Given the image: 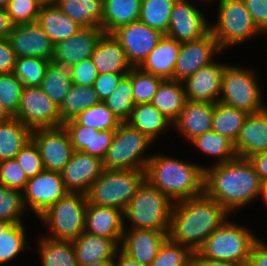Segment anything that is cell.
<instances>
[{"label":"cell","mask_w":267,"mask_h":266,"mask_svg":"<svg viewBox=\"0 0 267 266\" xmlns=\"http://www.w3.org/2000/svg\"><path fill=\"white\" fill-rule=\"evenodd\" d=\"M262 183L248 158L236 157L204 170V194L236 217L259 199Z\"/></svg>","instance_id":"1"},{"label":"cell","mask_w":267,"mask_h":266,"mask_svg":"<svg viewBox=\"0 0 267 266\" xmlns=\"http://www.w3.org/2000/svg\"><path fill=\"white\" fill-rule=\"evenodd\" d=\"M232 215L205 194L173 204L168 238L197 251L204 241Z\"/></svg>","instance_id":"2"},{"label":"cell","mask_w":267,"mask_h":266,"mask_svg":"<svg viewBox=\"0 0 267 266\" xmlns=\"http://www.w3.org/2000/svg\"><path fill=\"white\" fill-rule=\"evenodd\" d=\"M176 157L169 153L152 152L145 169V179L174 203L203 195L206 163Z\"/></svg>","instance_id":"3"},{"label":"cell","mask_w":267,"mask_h":266,"mask_svg":"<svg viewBox=\"0 0 267 266\" xmlns=\"http://www.w3.org/2000/svg\"><path fill=\"white\" fill-rule=\"evenodd\" d=\"M174 202L147 179L123 211L125 229L168 231Z\"/></svg>","instance_id":"4"},{"label":"cell","mask_w":267,"mask_h":266,"mask_svg":"<svg viewBox=\"0 0 267 266\" xmlns=\"http://www.w3.org/2000/svg\"><path fill=\"white\" fill-rule=\"evenodd\" d=\"M214 6L217 17L210 20V32L223 52L262 37L243 0H220Z\"/></svg>","instance_id":"5"},{"label":"cell","mask_w":267,"mask_h":266,"mask_svg":"<svg viewBox=\"0 0 267 266\" xmlns=\"http://www.w3.org/2000/svg\"><path fill=\"white\" fill-rule=\"evenodd\" d=\"M259 70L228 62L225 65L219 102L230 107L256 113L267 107L265 90L259 79Z\"/></svg>","instance_id":"6"},{"label":"cell","mask_w":267,"mask_h":266,"mask_svg":"<svg viewBox=\"0 0 267 266\" xmlns=\"http://www.w3.org/2000/svg\"><path fill=\"white\" fill-rule=\"evenodd\" d=\"M228 218L200 246L197 252L205 257L248 266L251 250L259 235L247 224ZM235 221V222H234ZM249 227V228H248ZM255 233V234H254Z\"/></svg>","instance_id":"7"},{"label":"cell","mask_w":267,"mask_h":266,"mask_svg":"<svg viewBox=\"0 0 267 266\" xmlns=\"http://www.w3.org/2000/svg\"><path fill=\"white\" fill-rule=\"evenodd\" d=\"M87 205L86 194L68 192L37 218L44 228L41 235L52 240L74 241L85 230Z\"/></svg>","instance_id":"8"},{"label":"cell","mask_w":267,"mask_h":266,"mask_svg":"<svg viewBox=\"0 0 267 266\" xmlns=\"http://www.w3.org/2000/svg\"><path fill=\"white\" fill-rule=\"evenodd\" d=\"M155 143L138 129L121 122L103 159L110 170H145ZM148 152V153H147Z\"/></svg>","instance_id":"9"},{"label":"cell","mask_w":267,"mask_h":266,"mask_svg":"<svg viewBox=\"0 0 267 266\" xmlns=\"http://www.w3.org/2000/svg\"><path fill=\"white\" fill-rule=\"evenodd\" d=\"M144 179L145 170L104 169L86 192L87 202L124 211Z\"/></svg>","instance_id":"10"},{"label":"cell","mask_w":267,"mask_h":266,"mask_svg":"<svg viewBox=\"0 0 267 266\" xmlns=\"http://www.w3.org/2000/svg\"><path fill=\"white\" fill-rule=\"evenodd\" d=\"M199 5L193 0H176L165 35L180 43L198 40L207 35L210 32V16Z\"/></svg>","instance_id":"11"},{"label":"cell","mask_w":267,"mask_h":266,"mask_svg":"<svg viewBox=\"0 0 267 266\" xmlns=\"http://www.w3.org/2000/svg\"><path fill=\"white\" fill-rule=\"evenodd\" d=\"M13 117L31 130L56 128L63 125L58 105L40 87H23L20 105Z\"/></svg>","instance_id":"12"},{"label":"cell","mask_w":267,"mask_h":266,"mask_svg":"<svg viewBox=\"0 0 267 266\" xmlns=\"http://www.w3.org/2000/svg\"><path fill=\"white\" fill-rule=\"evenodd\" d=\"M67 193L61 174L44 170L27 181L22 192L23 204L27 213L37 219Z\"/></svg>","instance_id":"13"},{"label":"cell","mask_w":267,"mask_h":266,"mask_svg":"<svg viewBox=\"0 0 267 266\" xmlns=\"http://www.w3.org/2000/svg\"><path fill=\"white\" fill-rule=\"evenodd\" d=\"M31 139L38 146L44 169L61 172L74 152L69 135L63 126L32 130Z\"/></svg>","instance_id":"14"},{"label":"cell","mask_w":267,"mask_h":266,"mask_svg":"<svg viewBox=\"0 0 267 266\" xmlns=\"http://www.w3.org/2000/svg\"><path fill=\"white\" fill-rule=\"evenodd\" d=\"M222 54L224 55V52L219 48L211 32L198 40L181 43L174 68V80L184 81Z\"/></svg>","instance_id":"15"},{"label":"cell","mask_w":267,"mask_h":266,"mask_svg":"<svg viewBox=\"0 0 267 266\" xmlns=\"http://www.w3.org/2000/svg\"><path fill=\"white\" fill-rule=\"evenodd\" d=\"M112 34L125 50L132 67H139L164 35L140 20L122 26Z\"/></svg>","instance_id":"16"},{"label":"cell","mask_w":267,"mask_h":266,"mask_svg":"<svg viewBox=\"0 0 267 266\" xmlns=\"http://www.w3.org/2000/svg\"><path fill=\"white\" fill-rule=\"evenodd\" d=\"M198 69L183 82L186 98L194 102L217 103L220 100L222 75L228 61H219ZM226 61V62H225Z\"/></svg>","instance_id":"17"},{"label":"cell","mask_w":267,"mask_h":266,"mask_svg":"<svg viewBox=\"0 0 267 266\" xmlns=\"http://www.w3.org/2000/svg\"><path fill=\"white\" fill-rule=\"evenodd\" d=\"M8 40L17 58L52 60L54 44L37 22L13 25Z\"/></svg>","instance_id":"18"},{"label":"cell","mask_w":267,"mask_h":266,"mask_svg":"<svg viewBox=\"0 0 267 266\" xmlns=\"http://www.w3.org/2000/svg\"><path fill=\"white\" fill-rule=\"evenodd\" d=\"M103 170V160L100 158L74 151L60 174L68 192L86 194Z\"/></svg>","instance_id":"19"},{"label":"cell","mask_w":267,"mask_h":266,"mask_svg":"<svg viewBox=\"0 0 267 266\" xmlns=\"http://www.w3.org/2000/svg\"><path fill=\"white\" fill-rule=\"evenodd\" d=\"M167 238L168 231L124 229L120 250L142 265L150 266Z\"/></svg>","instance_id":"20"},{"label":"cell","mask_w":267,"mask_h":266,"mask_svg":"<svg viewBox=\"0 0 267 266\" xmlns=\"http://www.w3.org/2000/svg\"><path fill=\"white\" fill-rule=\"evenodd\" d=\"M213 103L187 100L178 118L172 123V133H178L183 142L212 130ZM175 130V131H174Z\"/></svg>","instance_id":"21"},{"label":"cell","mask_w":267,"mask_h":266,"mask_svg":"<svg viewBox=\"0 0 267 266\" xmlns=\"http://www.w3.org/2000/svg\"><path fill=\"white\" fill-rule=\"evenodd\" d=\"M124 229V216L121 209L88 203L84 232L114 240L121 246Z\"/></svg>","instance_id":"22"},{"label":"cell","mask_w":267,"mask_h":266,"mask_svg":"<svg viewBox=\"0 0 267 266\" xmlns=\"http://www.w3.org/2000/svg\"><path fill=\"white\" fill-rule=\"evenodd\" d=\"M234 149L237 157L241 158L267 151V107L249 113L234 143Z\"/></svg>","instance_id":"23"},{"label":"cell","mask_w":267,"mask_h":266,"mask_svg":"<svg viewBox=\"0 0 267 266\" xmlns=\"http://www.w3.org/2000/svg\"><path fill=\"white\" fill-rule=\"evenodd\" d=\"M104 33L101 28H81L75 35L54 45L52 60H64L73 66L90 58Z\"/></svg>","instance_id":"24"},{"label":"cell","mask_w":267,"mask_h":266,"mask_svg":"<svg viewBox=\"0 0 267 266\" xmlns=\"http://www.w3.org/2000/svg\"><path fill=\"white\" fill-rule=\"evenodd\" d=\"M99 74H128L132 68L125 50L113 34L104 33L91 57Z\"/></svg>","instance_id":"25"},{"label":"cell","mask_w":267,"mask_h":266,"mask_svg":"<svg viewBox=\"0 0 267 266\" xmlns=\"http://www.w3.org/2000/svg\"><path fill=\"white\" fill-rule=\"evenodd\" d=\"M180 47L179 41L164 34L139 68L163 80H174V68Z\"/></svg>","instance_id":"26"},{"label":"cell","mask_w":267,"mask_h":266,"mask_svg":"<svg viewBox=\"0 0 267 266\" xmlns=\"http://www.w3.org/2000/svg\"><path fill=\"white\" fill-rule=\"evenodd\" d=\"M72 244L78 266H89L106 260H114L120 246L111 239L87 232L81 233Z\"/></svg>","instance_id":"27"},{"label":"cell","mask_w":267,"mask_h":266,"mask_svg":"<svg viewBox=\"0 0 267 266\" xmlns=\"http://www.w3.org/2000/svg\"><path fill=\"white\" fill-rule=\"evenodd\" d=\"M124 123L138 129L154 143L172 129V122L151 103L135 104Z\"/></svg>","instance_id":"28"},{"label":"cell","mask_w":267,"mask_h":266,"mask_svg":"<svg viewBox=\"0 0 267 266\" xmlns=\"http://www.w3.org/2000/svg\"><path fill=\"white\" fill-rule=\"evenodd\" d=\"M188 146L199 151L202 156H209L208 159L214 160L207 163L205 169L209 166L228 162L237 157L234 149V143L226 136L215 133L213 130L207 131L200 136L192 139ZM216 159V160H215Z\"/></svg>","instance_id":"29"},{"label":"cell","mask_w":267,"mask_h":266,"mask_svg":"<svg viewBox=\"0 0 267 266\" xmlns=\"http://www.w3.org/2000/svg\"><path fill=\"white\" fill-rule=\"evenodd\" d=\"M72 67V64L64 60H51L46 67L40 88L58 107L73 84Z\"/></svg>","instance_id":"30"},{"label":"cell","mask_w":267,"mask_h":266,"mask_svg":"<svg viewBox=\"0 0 267 266\" xmlns=\"http://www.w3.org/2000/svg\"><path fill=\"white\" fill-rule=\"evenodd\" d=\"M33 239L37 247L32 250L37 251L41 266H78L72 242L52 240L41 234Z\"/></svg>","instance_id":"31"},{"label":"cell","mask_w":267,"mask_h":266,"mask_svg":"<svg viewBox=\"0 0 267 266\" xmlns=\"http://www.w3.org/2000/svg\"><path fill=\"white\" fill-rule=\"evenodd\" d=\"M37 23L54 45L67 40L82 28L74 20L64 14L57 5L41 7Z\"/></svg>","instance_id":"32"},{"label":"cell","mask_w":267,"mask_h":266,"mask_svg":"<svg viewBox=\"0 0 267 266\" xmlns=\"http://www.w3.org/2000/svg\"><path fill=\"white\" fill-rule=\"evenodd\" d=\"M142 0H103L102 30L112 34L118 28L138 21Z\"/></svg>","instance_id":"33"},{"label":"cell","mask_w":267,"mask_h":266,"mask_svg":"<svg viewBox=\"0 0 267 266\" xmlns=\"http://www.w3.org/2000/svg\"><path fill=\"white\" fill-rule=\"evenodd\" d=\"M187 101L184 84L177 80H163L151 104L172 123L178 118Z\"/></svg>","instance_id":"34"},{"label":"cell","mask_w":267,"mask_h":266,"mask_svg":"<svg viewBox=\"0 0 267 266\" xmlns=\"http://www.w3.org/2000/svg\"><path fill=\"white\" fill-rule=\"evenodd\" d=\"M23 223H13L4 233L0 234V266L12 265L27 250H32L29 228ZM28 233V234H27ZM32 240V241H31ZM31 242V243H30Z\"/></svg>","instance_id":"35"},{"label":"cell","mask_w":267,"mask_h":266,"mask_svg":"<svg viewBox=\"0 0 267 266\" xmlns=\"http://www.w3.org/2000/svg\"><path fill=\"white\" fill-rule=\"evenodd\" d=\"M57 6L82 28L102 29L103 0H58Z\"/></svg>","instance_id":"36"},{"label":"cell","mask_w":267,"mask_h":266,"mask_svg":"<svg viewBox=\"0 0 267 266\" xmlns=\"http://www.w3.org/2000/svg\"><path fill=\"white\" fill-rule=\"evenodd\" d=\"M32 130L17 118L0 123V160L14 159L31 139Z\"/></svg>","instance_id":"37"},{"label":"cell","mask_w":267,"mask_h":266,"mask_svg":"<svg viewBox=\"0 0 267 266\" xmlns=\"http://www.w3.org/2000/svg\"><path fill=\"white\" fill-rule=\"evenodd\" d=\"M248 115L247 111L217 102L213 109L212 130L235 143Z\"/></svg>","instance_id":"38"},{"label":"cell","mask_w":267,"mask_h":266,"mask_svg":"<svg viewBox=\"0 0 267 266\" xmlns=\"http://www.w3.org/2000/svg\"><path fill=\"white\" fill-rule=\"evenodd\" d=\"M99 102L101 101L93 86L72 84L59 107L62 123L74 119L80 112Z\"/></svg>","instance_id":"39"},{"label":"cell","mask_w":267,"mask_h":266,"mask_svg":"<svg viewBox=\"0 0 267 266\" xmlns=\"http://www.w3.org/2000/svg\"><path fill=\"white\" fill-rule=\"evenodd\" d=\"M175 2L176 0H142L139 20L166 34Z\"/></svg>","instance_id":"40"},{"label":"cell","mask_w":267,"mask_h":266,"mask_svg":"<svg viewBox=\"0 0 267 266\" xmlns=\"http://www.w3.org/2000/svg\"><path fill=\"white\" fill-rule=\"evenodd\" d=\"M103 102L120 122H125L135 106L131 84V69L127 75L120 79L116 89Z\"/></svg>","instance_id":"41"},{"label":"cell","mask_w":267,"mask_h":266,"mask_svg":"<svg viewBox=\"0 0 267 266\" xmlns=\"http://www.w3.org/2000/svg\"><path fill=\"white\" fill-rule=\"evenodd\" d=\"M74 119L80 125H85L98 131L116 130L121 123L104 102H99L80 112Z\"/></svg>","instance_id":"42"},{"label":"cell","mask_w":267,"mask_h":266,"mask_svg":"<svg viewBox=\"0 0 267 266\" xmlns=\"http://www.w3.org/2000/svg\"><path fill=\"white\" fill-rule=\"evenodd\" d=\"M27 214L21 191L6 186L0 187V220L23 223L28 219Z\"/></svg>","instance_id":"43"},{"label":"cell","mask_w":267,"mask_h":266,"mask_svg":"<svg viewBox=\"0 0 267 266\" xmlns=\"http://www.w3.org/2000/svg\"><path fill=\"white\" fill-rule=\"evenodd\" d=\"M49 62L37 57H19L15 63V76L23 86L40 87Z\"/></svg>","instance_id":"44"},{"label":"cell","mask_w":267,"mask_h":266,"mask_svg":"<svg viewBox=\"0 0 267 266\" xmlns=\"http://www.w3.org/2000/svg\"><path fill=\"white\" fill-rule=\"evenodd\" d=\"M162 81V78L146 73L139 67H132L131 84L134 103H151Z\"/></svg>","instance_id":"45"},{"label":"cell","mask_w":267,"mask_h":266,"mask_svg":"<svg viewBox=\"0 0 267 266\" xmlns=\"http://www.w3.org/2000/svg\"><path fill=\"white\" fill-rule=\"evenodd\" d=\"M23 87L14 72L0 74V101L12 116L18 111Z\"/></svg>","instance_id":"46"},{"label":"cell","mask_w":267,"mask_h":266,"mask_svg":"<svg viewBox=\"0 0 267 266\" xmlns=\"http://www.w3.org/2000/svg\"><path fill=\"white\" fill-rule=\"evenodd\" d=\"M191 255L192 251L188 247L167 238L150 266H182Z\"/></svg>","instance_id":"47"},{"label":"cell","mask_w":267,"mask_h":266,"mask_svg":"<svg viewBox=\"0 0 267 266\" xmlns=\"http://www.w3.org/2000/svg\"><path fill=\"white\" fill-rule=\"evenodd\" d=\"M41 6L35 0H9L5 10L13 25L37 22Z\"/></svg>","instance_id":"48"},{"label":"cell","mask_w":267,"mask_h":266,"mask_svg":"<svg viewBox=\"0 0 267 266\" xmlns=\"http://www.w3.org/2000/svg\"><path fill=\"white\" fill-rule=\"evenodd\" d=\"M15 159L25 171L28 178L35 177L45 170L38 146L32 139L24 145L15 156Z\"/></svg>","instance_id":"49"},{"label":"cell","mask_w":267,"mask_h":266,"mask_svg":"<svg viewBox=\"0 0 267 266\" xmlns=\"http://www.w3.org/2000/svg\"><path fill=\"white\" fill-rule=\"evenodd\" d=\"M2 175L4 186L21 192L24 191L27 181L29 180L25 171L15 158L2 161Z\"/></svg>","instance_id":"50"},{"label":"cell","mask_w":267,"mask_h":266,"mask_svg":"<svg viewBox=\"0 0 267 266\" xmlns=\"http://www.w3.org/2000/svg\"><path fill=\"white\" fill-rule=\"evenodd\" d=\"M62 126L69 135L74 151L91 149V127L80 125L75 119L64 122Z\"/></svg>","instance_id":"51"},{"label":"cell","mask_w":267,"mask_h":266,"mask_svg":"<svg viewBox=\"0 0 267 266\" xmlns=\"http://www.w3.org/2000/svg\"><path fill=\"white\" fill-rule=\"evenodd\" d=\"M96 66L92 59H84L73 65L71 69L72 83L77 85L93 86L98 76Z\"/></svg>","instance_id":"52"},{"label":"cell","mask_w":267,"mask_h":266,"mask_svg":"<svg viewBox=\"0 0 267 266\" xmlns=\"http://www.w3.org/2000/svg\"><path fill=\"white\" fill-rule=\"evenodd\" d=\"M114 134L115 130L98 131L92 128L91 149H84L82 152L103 160L112 143Z\"/></svg>","instance_id":"53"},{"label":"cell","mask_w":267,"mask_h":266,"mask_svg":"<svg viewBox=\"0 0 267 266\" xmlns=\"http://www.w3.org/2000/svg\"><path fill=\"white\" fill-rule=\"evenodd\" d=\"M127 74L101 73L98 74L93 87L101 102L108 98L116 89L120 79Z\"/></svg>","instance_id":"54"},{"label":"cell","mask_w":267,"mask_h":266,"mask_svg":"<svg viewBox=\"0 0 267 266\" xmlns=\"http://www.w3.org/2000/svg\"><path fill=\"white\" fill-rule=\"evenodd\" d=\"M257 28L267 29V0H243Z\"/></svg>","instance_id":"55"},{"label":"cell","mask_w":267,"mask_h":266,"mask_svg":"<svg viewBox=\"0 0 267 266\" xmlns=\"http://www.w3.org/2000/svg\"><path fill=\"white\" fill-rule=\"evenodd\" d=\"M17 56L8 38L0 39V74L14 72Z\"/></svg>","instance_id":"56"},{"label":"cell","mask_w":267,"mask_h":266,"mask_svg":"<svg viewBox=\"0 0 267 266\" xmlns=\"http://www.w3.org/2000/svg\"><path fill=\"white\" fill-rule=\"evenodd\" d=\"M257 238L253 244L248 266H267V242Z\"/></svg>","instance_id":"57"},{"label":"cell","mask_w":267,"mask_h":266,"mask_svg":"<svg viewBox=\"0 0 267 266\" xmlns=\"http://www.w3.org/2000/svg\"><path fill=\"white\" fill-rule=\"evenodd\" d=\"M262 182H267V151L259 152L248 158Z\"/></svg>","instance_id":"58"},{"label":"cell","mask_w":267,"mask_h":266,"mask_svg":"<svg viewBox=\"0 0 267 266\" xmlns=\"http://www.w3.org/2000/svg\"><path fill=\"white\" fill-rule=\"evenodd\" d=\"M191 257L194 260L195 266H241L238 263L224 260H215L203 255H200L197 251L192 252Z\"/></svg>","instance_id":"59"},{"label":"cell","mask_w":267,"mask_h":266,"mask_svg":"<svg viewBox=\"0 0 267 266\" xmlns=\"http://www.w3.org/2000/svg\"><path fill=\"white\" fill-rule=\"evenodd\" d=\"M13 28L8 13L5 8H0V39L8 38Z\"/></svg>","instance_id":"60"},{"label":"cell","mask_w":267,"mask_h":266,"mask_svg":"<svg viewBox=\"0 0 267 266\" xmlns=\"http://www.w3.org/2000/svg\"><path fill=\"white\" fill-rule=\"evenodd\" d=\"M114 266H145L128 257L121 250H119L114 257Z\"/></svg>","instance_id":"61"},{"label":"cell","mask_w":267,"mask_h":266,"mask_svg":"<svg viewBox=\"0 0 267 266\" xmlns=\"http://www.w3.org/2000/svg\"><path fill=\"white\" fill-rule=\"evenodd\" d=\"M13 116L6 110L2 102L0 101V123H3Z\"/></svg>","instance_id":"62"},{"label":"cell","mask_w":267,"mask_h":266,"mask_svg":"<svg viewBox=\"0 0 267 266\" xmlns=\"http://www.w3.org/2000/svg\"><path fill=\"white\" fill-rule=\"evenodd\" d=\"M261 202H264L263 204L267 206V182L262 183L261 191H260V197Z\"/></svg>","instance_id":"63"},{"label":"cell","mask_w":267,"mask_h":266,"mask_svg":"<svg viewBox=\"0 0 267 266\" xmlns=\"http://www.w3.org/2000/svg\"><path fill=\"white\" fill-rule=\"evenodd\" d=\"M41 7L56 6L58 0H35Z\"/></svg>","instance_id":"64"},{"label":"cell","mask_w":267,"mask_h":266,"mask_svg":"<svg viewBox=\"0 0 267 266\" xmlns=\"http://www.w3.org/2000/svg\"><path fill=\"white\" fill-rule=\"evenodd\" d=\"M13 223L0 220V234L4 233Z\"/></svg>","instance_id":"65"},{"label":"cell","mask_w":267,"mask_h":266,"mask_svg":"<svg viewBox=\"0 0 267 266\" xmlns=\"http://www.w3.org/2000/svg\"><path fill=\"white\" fill-rule=\"evenodd\" d=\"M89 266H114V260L100 261Z\"/></svg>","instance_id":"66"},{"label":"cell","mask_w":267,"mask_h":266,"mask_svg":"<svg viewBox=\"0 0 267 266\" xmlns=\"http://www.w3.org/2000/svg\"><path fill=\"white\" fill-rule=\"evenodd\" d=\"M193 1H198L197 3L199 4V3H201V5H203V3H204V7H207L208 5L210 6V4H211V6H214V4L213 3H215V4H217L220 0H193ZM203 2V3H202ZM205 4H206V6H205ZM208 4V5H207Z\"/></svg>","instance_id":"67"},{"label":"cell","mask_w":267,"mask_h":266,"mask_svg":"<svg viewBox=\"0 0 267 266\" xmlns=\"http://www.w3.org/2000/svg\"><path fill=\"white\" fill-rule=\"evenodd\" d=\"M4 186V180L2 175V161L0 160V187Z\"/></svg>","instance_id":"68"},{"label":"cell","mask_w":267,"mask_h":266,"mask_svg":"<svg viewBox=\"0 0 267 266\" xmlns=\"http://www.w3.org/2000/svg\"><path fill=\"white\" fill-rule=\"evenodd\" d=\"M182 266H195L194 260L191 257L186 263H184Z\"/></svg>","instance_id":"69"},{"label":"cell","mask_w":267,"mask_h":266,"mask_svg":"<svg viewBox=\"0 0 267 266\" xmlns=\"http://www.w3.org/2000/svg\"><path fill=\"white\" fill-rule=\"evenodd\" d=\"M9 0H0V8H5Z\"/></svg>","instance_id":"70"},{"label":"cell","mask_w":267,"mask_h":266,"mask_svg":"<svg viewBox=\"0 0 267 266\" xmlns=\"http://www.w3.org/2000/svg\"><path fill=\"white\" fill-rule=\"evenodd\" d=\"M262 36L267 37V29H265V30L262 32Z\"/></svg>","instance_id":"71"}]
</instances>
